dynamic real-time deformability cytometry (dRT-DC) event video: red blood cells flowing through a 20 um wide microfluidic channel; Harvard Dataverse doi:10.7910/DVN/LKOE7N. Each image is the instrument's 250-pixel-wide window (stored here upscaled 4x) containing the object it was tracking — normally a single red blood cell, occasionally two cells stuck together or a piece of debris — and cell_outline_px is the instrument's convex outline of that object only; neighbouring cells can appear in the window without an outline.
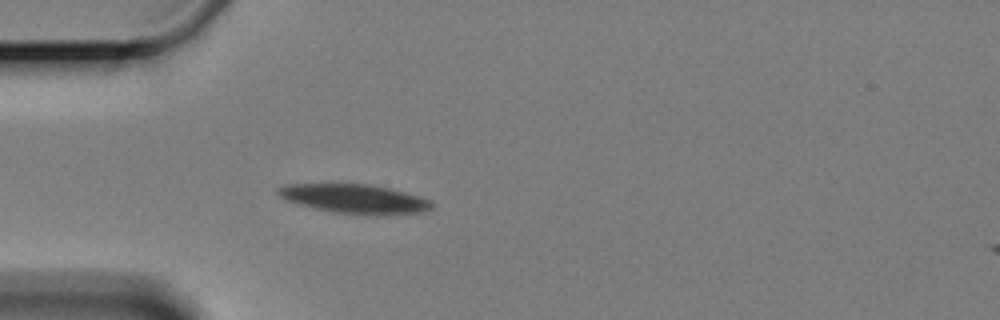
{"species": "Egyptian fruit bat (a non-hibernating species)", "species_latin": "Rousettus aegyptiacus", "temperature_condition": "cold", "stored_images_in_passage": 3, "camera_frame_rate_fps": 3000, "um_per_image_px": 0.085, "animal": {"sex": "female"}, "frame": {"image": 1, "passage_image": 2, "time_ms": 1.333, "image_size_px": [1000, 320], "cell_outline_px": [[432, 208], [424, 212], [388, 216], [376, 216], [332, 212], [284, 200], [276, 196], [276, 188], [284, 184], [368, 184], [388, 188], [420, 196], [428, 200], [432, 204]], "centroid_in_image_um": [30.12, 16.92], "position_along_channel_um": 54.9, "area_um2": 26.47}}